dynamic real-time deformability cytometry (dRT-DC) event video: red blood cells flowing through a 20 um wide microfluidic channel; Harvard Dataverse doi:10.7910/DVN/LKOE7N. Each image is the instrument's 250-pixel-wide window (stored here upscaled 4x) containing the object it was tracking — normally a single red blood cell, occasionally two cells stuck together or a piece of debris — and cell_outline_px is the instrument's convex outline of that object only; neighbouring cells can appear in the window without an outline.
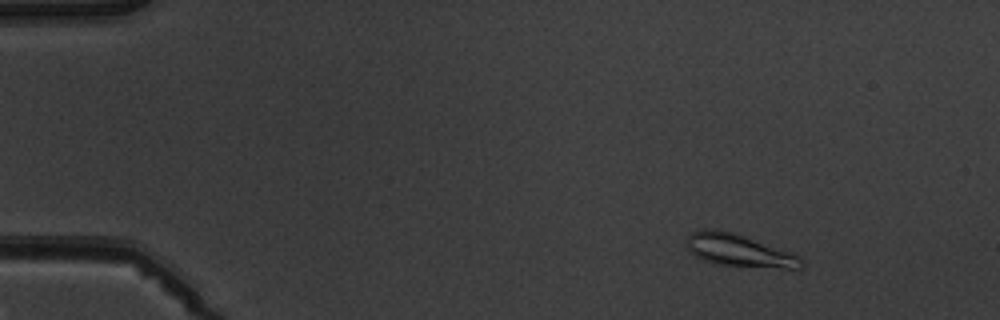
{"species": "common noctule bat (a hibernating species)", "species_latin": "Nyctalus noctula", "temperature_condition": "warm", "stored_images_in_passage": 5, "camera_frame_rate_fps": 3000, "um_per_image_px": 0.085, "animal": {"sex": "male", "body_mass_g": 19.5, "forearm_length_mm": 54.6}, "frame": {"image": 1, "passage_image": 3, "time_ms": 2.333, "image_size_px": [1000, 320], "cell_outline_px": [[804, 264], [800, 268], [784, 268], [716, 264], [704, 260], [696, 256], [684, 244], [688, 236], [692, 232], [700, 228], [712, 228], [736, 232], [792, 252], [800, 256], [804, 260]], "centroid_in_image_um": [62.82, 21.25], "position_along_channel_um": 22.2, "area_um2": 21.96}}